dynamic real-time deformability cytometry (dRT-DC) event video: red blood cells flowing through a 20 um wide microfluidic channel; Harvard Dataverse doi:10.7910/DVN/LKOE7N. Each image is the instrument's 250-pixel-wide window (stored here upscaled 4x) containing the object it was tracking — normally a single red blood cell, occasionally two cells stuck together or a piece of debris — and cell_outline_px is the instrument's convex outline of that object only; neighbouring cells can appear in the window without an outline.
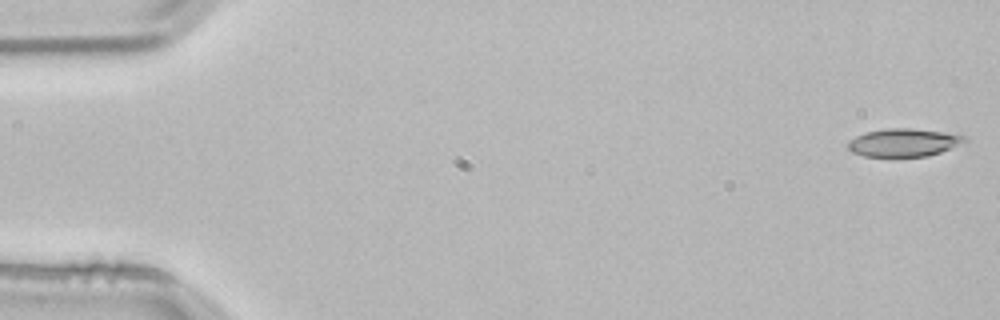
{"species": "common noctule bat (a hibernating species)", "species_latin": "Nyctalus noctula", "temperature_condition": "room temperature", "stored_images_in_passage": 4, "segment_of_instrument_passage": [1, 2], "camera_frame_rate_fps": 3000, "um_per_image_px": 0.085, "animal": {"sex": "male", "body_mass_g": 21.5, "forearm_length_mm": 52.0}, "frame": {"image": 1, "passage_image": 1, "time_ms": 0.0, "image_size_px": [1000, 320], "cell_outline_px": [[968, 140], [940, 152], [928, 156], [864, 156], [852, 152], [848, 148], [848, 140], [864, 132], [888, 128], [912, 128], [960, 132], [968, 136]], "centroid_in_image_um": [76.89, 12.08], "position_along_channel_um": 8.1, "area_um2": 19.42}}